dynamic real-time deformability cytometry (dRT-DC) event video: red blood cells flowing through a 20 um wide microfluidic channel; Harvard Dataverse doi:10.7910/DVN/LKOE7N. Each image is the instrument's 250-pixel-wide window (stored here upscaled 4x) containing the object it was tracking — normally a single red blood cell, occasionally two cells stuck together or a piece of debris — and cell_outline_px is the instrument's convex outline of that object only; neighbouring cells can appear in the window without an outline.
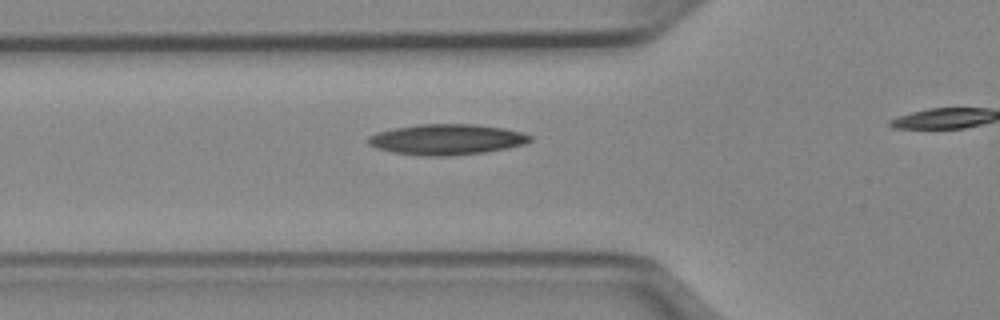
{"species": "Egyptian fruit bat (a non-hibernating species)", "species_latin": "Rousettus aegyptiacus", "temperature_condition": "cold", "stored_images_in_passage": 10, "camera_frame_rate_fps": 3000, "um_per_image_px": 0.085, "animal": {"sex": "female"}, "frame": {"image": 1, "passage_image": 2, "time_ms": 0.333, "image_size_px": [1000, 320], "cell_outline_px": [[532, 140], [524, 144], [508, 148], [484, 152], [448, 156], [428, 156], [392, 152], [376, 148], [368, 144], [368, 136], [376, 132], [396, 128], [420, 124], [476, 124], [504, 128], [524, 132], [532, 136]], "centroid_in_image_um": [37.99, 11.85], "position_along_channel_um": 87.8, "area_um2": 28.96}}